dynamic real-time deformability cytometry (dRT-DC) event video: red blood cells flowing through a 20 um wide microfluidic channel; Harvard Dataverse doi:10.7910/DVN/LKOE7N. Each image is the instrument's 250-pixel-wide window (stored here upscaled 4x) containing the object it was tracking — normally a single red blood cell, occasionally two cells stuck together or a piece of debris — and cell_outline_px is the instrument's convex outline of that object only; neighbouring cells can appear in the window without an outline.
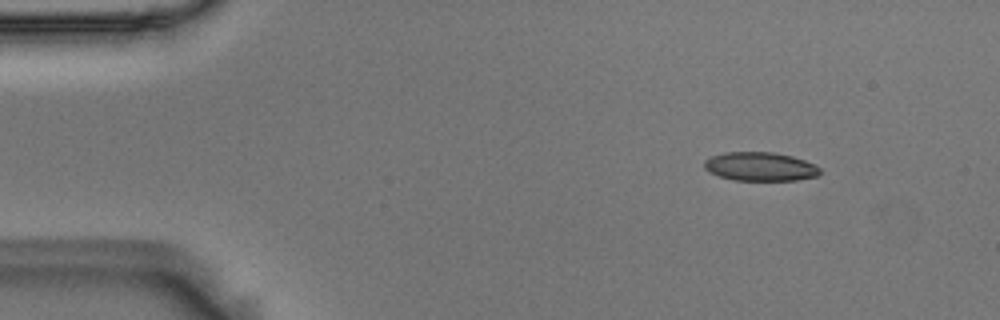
{"species": "Egyptian fruit bat (a non-hibernating species)", "species_latin": "Rousettus aegyptiacus", "temperature_condition": "room temperature", "stored_images_in_passage": 8, "camera_frame_rate_fps": 3000, "um_per_image_px": 0.085, "animal": {"sex": "male"}, "frame": {"image": 1, "passage_image": 2, "time_ms": 0.333, "image_size_px": [1000, 320], "cell_outline_px": [[820, 172], [816, 176], [796, 180], [732, 180], [720, 176], [704, 168], [704, 160], [712, 156], [724, 152], [772, 152], [792, 156], [804, 160], [820, 168]], "centroid_in_image_um": [64.6, 14.15], "position_along_channel_um": 20.4, "area_um2": 19.19}}
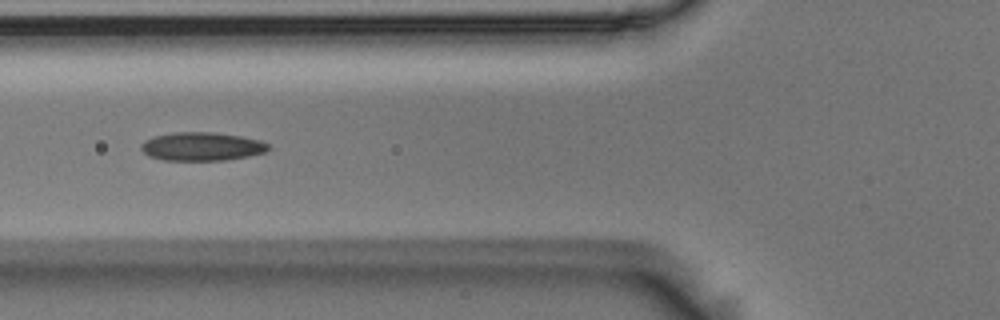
{"frame": {"image": 2, "passage_image": 6, "time_ms": 1.667, "image_size_px": [1000, 320], "cell_outline_px": [[268, 148], [264, 152], [248, 156], [224, 160], [164, 160], [148, 156], [140, 148], [140, 144], [144, 140], [152, 136], [172, 132], [212, 132], [240, 136], [260, 140], [268, 144]], "centroid_in_image_um": [17.09, 12.44], "position_along_channel_um": 108.7, "area_um2": 21.1}}
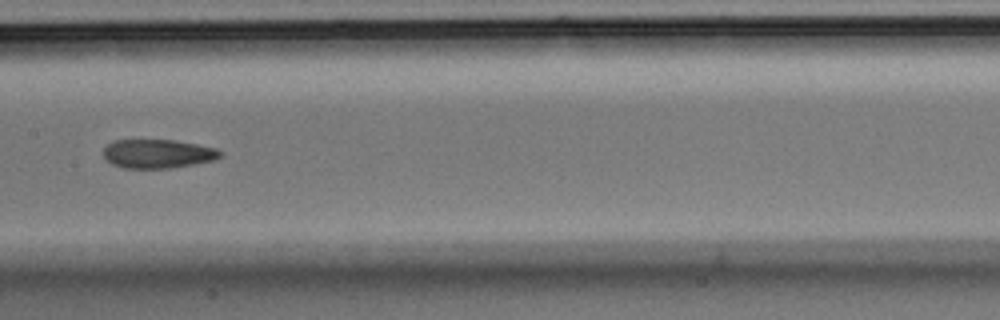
{"frame": {"image": 3, "passage_image": 8, "time_ms": 2.333, "image_size_px": [1000, 320], "cell_outline_px": [[224, 152], [220, 156], [212, 160], [172, 168], [124, 168], [112, 164], [104, 160], [104, 148], [112, 140], [176, 140], [216, 148]], "centroid_in_image_um": [13.38, 13.06], "position_along_channel_um": 194.0, "area_um2": 19.65}}